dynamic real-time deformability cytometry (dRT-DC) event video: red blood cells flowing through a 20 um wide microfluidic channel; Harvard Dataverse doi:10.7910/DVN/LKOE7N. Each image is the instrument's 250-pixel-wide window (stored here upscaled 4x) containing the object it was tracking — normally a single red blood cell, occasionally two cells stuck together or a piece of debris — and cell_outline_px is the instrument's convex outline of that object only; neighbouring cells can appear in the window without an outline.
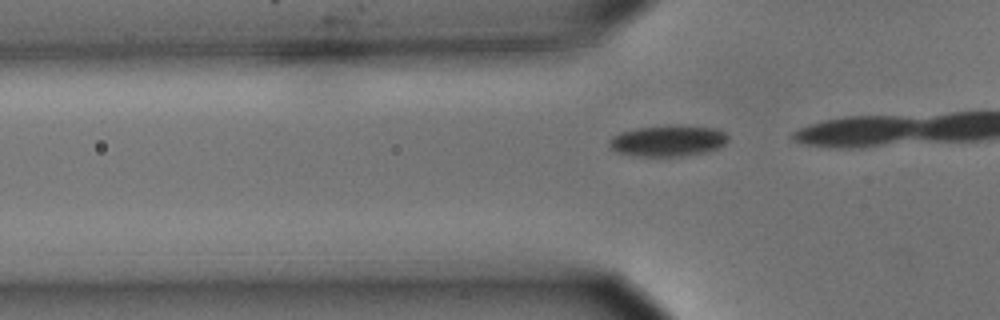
{"species": "common noctule bat (a hibernating species)", "species_latin": "Nyctalus noctula", "temperature_condition": "cold", "stored_images_in_passage": 5, "camera_frame_rate_fps": 3000, "um_per_image_px": 0.085, "animal": {"sex": "male", "body_mass_g": 15.6}, "frame": {"image": 1, "passage_image": 2, "time_ms": 0.333, "image_size_px": [1000, 320], "cell_outline_px": [[728, 140], [724, 144], [708, 152], [684, 156], [636, 156], [616, 152], [608, 144], [608, 140], [612, 136], [620, 132], [636, 128], [716, 128], [724, 132], [728, 136]], "centroid_in_image_um": [56.73, 12.02], "position_along_channel_um": 69.1, "area_um2": 20.69}}